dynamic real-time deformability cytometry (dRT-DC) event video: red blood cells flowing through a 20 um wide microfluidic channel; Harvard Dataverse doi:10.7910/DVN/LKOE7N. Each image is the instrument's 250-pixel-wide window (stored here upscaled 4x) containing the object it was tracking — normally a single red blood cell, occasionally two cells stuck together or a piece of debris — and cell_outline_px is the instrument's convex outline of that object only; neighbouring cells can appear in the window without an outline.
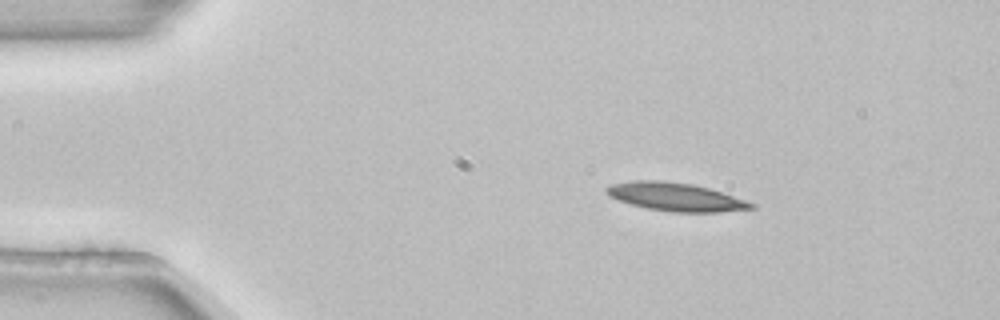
{"species": "common noctule bat (a hibernating species)", "species_latin": "Nyctalus noctula", "temperature_condition": "room temperature", "stored_images_in_passage": 4, "camera_frame_rate_fps": 3000, "um_per_image_px": 0.085, "animal": {"sex": "female", "body_mass_g": 22.7, "forearm_length_mm": 54.2}, "frame": {"image": 1, "passage_image": 2, "time_ms": 0.333, "image_size_px": [1000, 320], "cell_outline_px": [[756, 208], [720, 212], [672, 212], [648, 208], [632, 204], [608, 196], [604, 192], [604, 188], [612, 184], [636, 180], [660, 180], [692, 184], [724, 192], [756, 204]], "centroid_in_image_um": [57.45, 16.73], "position_along_channel_um": 27.6, "area_um2": 23.81}}
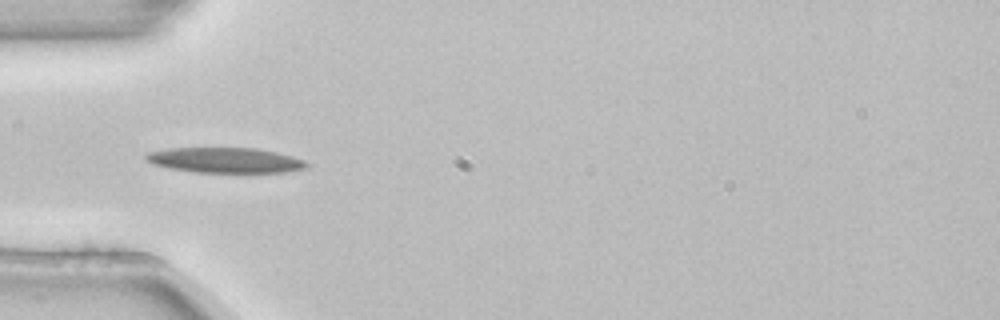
{"frame": {"image": 2, "passage_image": 4, "time_ms": 1.0, "image_size_px": [1000, 320], "cell_outline_px": [[308, 164], [304, 168], [284, 172], [192, 172], [168, 168], [152, 164], [144, 156], [148, 152], [168, 148], [256, 148], [276, 152], [292, 156], [304, 160]], "centroid_in_image_um": [19.1, 13.61], "position_along_channel_um": 65.9, "area_um2": 23.52}}